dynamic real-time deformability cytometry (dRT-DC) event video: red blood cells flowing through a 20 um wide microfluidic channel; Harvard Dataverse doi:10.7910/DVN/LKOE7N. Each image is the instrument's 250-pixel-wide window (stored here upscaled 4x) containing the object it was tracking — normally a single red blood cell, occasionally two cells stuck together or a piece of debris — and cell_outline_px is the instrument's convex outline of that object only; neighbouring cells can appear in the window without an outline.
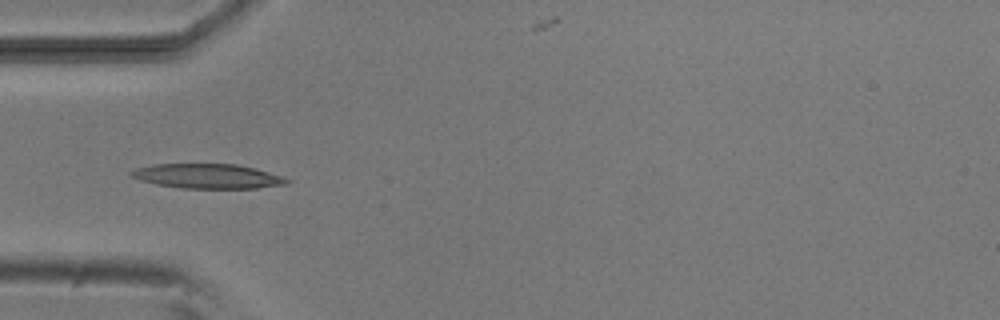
{"species": "common noctule bat (a hibernating species)", "species_latin": "Nyctalus noctula", "temperature_condition": "room temperature", "stored_images_in_passage": 8, "camera_frame_rate_fps": 3000, "um_per_image_px": 0.085, "animal": {"sex": "male", "body_mass_g": 20.5, "forearm_length_mm": 52.5}, "frame": {"image": 1, "passage_image": 5, "time_ms": 4.667, "image_size_px": [1000, 320], "cell_outline_px": [[292, 180], [288, 184], [256, 188], [180, 188], [156, 184], [140, 180], [132, 176], [128, 172], [136, 168], [156, 164], [236, 164], [256, 168], [284, 176]], "centroid_in_image_um": [17.7, 14.97], "position_along_channel_um": 67.3, "area_um2": 22.43}}
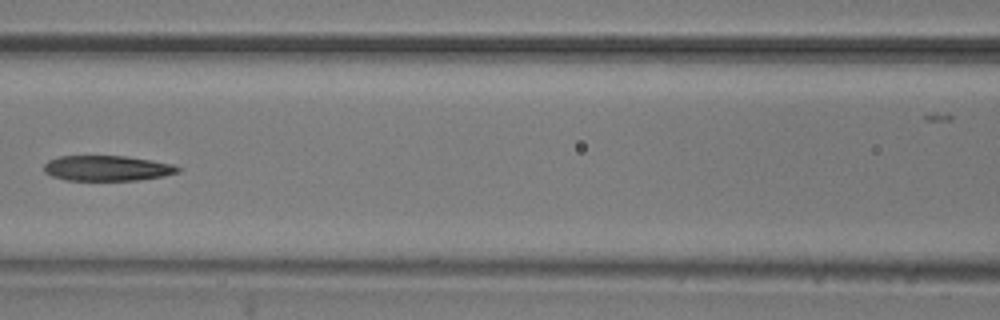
{"frame": {"image": 2, "passage_image": 7, "time_ms": 7.0, "image_size_px": [1000, 320], "cell_outline_px": [[180, 172], [164, 176], [140, 180], [64, 180], [52, 176], [44, 172], [44, 164], [48, 160], [60, 156], [124, 156], [152, 160], [172, 164], [180, 168]], "centroid_in_image_um": [9.1, 14.3], "position_along_channel_um": 157.5, "area_um2": 19.83}}
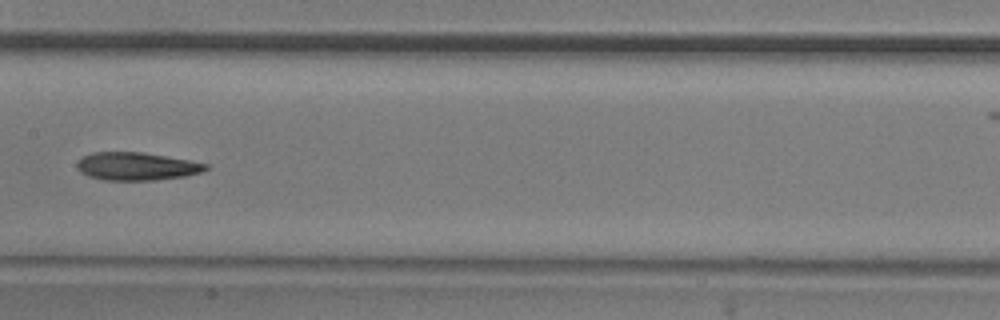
{"frame": {"image": 3, "passage_image": 8, "time_ms": 8.0, "image_size_px": [1000, 320], "cell_outline_px": [[208, 168], [200, 172], [184, 176], [156, 180], [104, 180], [88, 176], [80, 172], [76, 168], [76, 164], [84, 156], [92, 152], [144, 152], [188, 160], [208, 164]], "centroid_in_image_um": [11.58, 14.13], "position_along_channel_um": 195.8, "area_um2": 20.87}}